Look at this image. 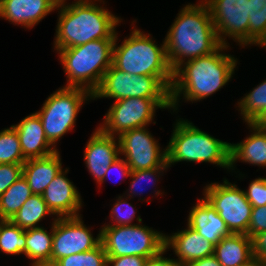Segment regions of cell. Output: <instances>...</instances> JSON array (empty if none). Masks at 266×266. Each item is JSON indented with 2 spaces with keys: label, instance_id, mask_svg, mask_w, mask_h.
<instances>
[{
  "label": "cell",
  "instance_id": "7bdbcfd3",
  "mask_svg": "<svg viewBox=\"0 0 266 266\" xmlns=\"http://www.w3.org/2000/svg\"><path fill=\"white\" fill-rule=\"evenodd\" d=\"M248 266H264V265L255 260L253 263L249 264Z\"/></svg>",
  "mask_w": 266,
  "mask_h": 266
},
{
  "label": "cell",
  "instance_id": "1f68e13d",
  "mask_svg": "<svg viewBox=\"0 0 266 266\" xmlns=\"http://www.w3.org/2000/svg\"><path fill=\"white\" fill-rule=\"evenodd\" d=\"M170 166L167 164V161L160 167H156L153 169H146V170H136V171H131L130 173V178L132 179L131 184H130V189H129V194L127 195L128 197H126V200L132 199L135 195H140L142 194V188H138L137 186L139 185L138 183H140L143 179H146L145 181H151L154 184H156L154 181L157 179H159V175H161V173L166 169H168ZM158 177V178H157ZM152 183V184H153ZM140 186V185H139ZM140 189V191L138 190ZM145 190V189H144ZM139 191V193H138ZM146 191V190H145ZM135 193V194H134ZM134 195V196H133Z\"/></svg>",
  "mask_w": 266,
  "mask_h": 266
},
{
  "label": "cell",
  "instance_id": "cb8c5ba5",
  "mask_svg": "<svg viewBox=\"0 0 266 266\" xmlns=\"http://www.w3.org/2000/svg\"><path fill=\"white\" fill-rule=\"evenodd\" d=\"M48 233L44 227L26 230V257L32 260L31 266H51L53 246V223Z\"/></svg>",
  "mask_w": 266,
  "mask_h": 266
},
{
  "label": "cell",
  "instance_id": "f546056e",
  "mask_svg": "<svg viewBox=\"0 0 266 266\" xmlns=\"http://www.w3.org/2000/svg\"><path fill=\"white\" fill-rule=\"evenodd\" d=\"M26 159L20 146L19 136L15 128L0 131V164H23Z\"/></svg>",
  "mask_w": 266,
  "mask_h": 266
},
{
  "label": "cell",
  "instance_id": "7402d4cb",
  "mask_svg": "<svg viewBox=\"0 0 266 266\" xmlns=\"http://www.w3.org/2000/svg\"><path fill=\"white\" fill-rule=\"evenodd\" d=\"M247 125L251 132H254L240 143L230 144V169L232 170L237 160L266 167V132L256 123H247Z\"/></svg>",
  "mask_w": 266,
  "mask_h": 266
},
{
  "label": "cell",
  "instance_id": "8992f818",
  "mask_svg": "<svg viewBox=\"0 0 266 266\" xmlns=\"http://www.w3.org/2000/svg\"><path fill=\"white\" fill-rule=\"evenodd\" d=\"M129 37L117 45L118 34L112 51V65L130 75H147L152 77H173L169 64L165 41L161 47L155 44L151 34H144L133 28Z\"/></svg>",
  "mask_w": 266,
  "mask_h": 266
},
{
  "label": "cell",
  "instance_id": "30bf717a",
  "mask_svg": "<svg viewBox=\"0 0 266 266\" xmlns=\"http://www.w3.org/2000/svg\"><path fill=\"white\" fill-rule=\"evenodd\" d=\"M172 109L171 98H125L117 100L105 114L99 128L106 134L119 136L135 128L146 127L154 120L156 110Z\"/></svg>",
  "mask_w": 266,
  "mask_h": 266
},
{
  "label": "cell",
  "instance_id": "ac0fdd59",
  "mask_svg": "<svg viewBox=\"0 0 266 266\" xmlns=\"http://www.w3.org/2000/svg\"><path fill=\"white\" fill-rule=\"evenodd\" d=\"M54 0H3L0 4V18L24 28H33L53 10Z\"/></svg>",
  "mask_w": 266,
  "mask_h": 266
},
{
  "label": "cell",
  "instance_id": "52a82bcc",
  "mask_svg": "<svg viewBox=\"0 0 266 266\" xmlns=\"http://www.w3.org/2000/svg\"><path fill=\"white\" fill-rule=\"evenodd\" d=\"M140 217L136 218L139 224L102 226L101 243L107 257L137 255L150 258L165 249V234L141 225Z\"/></svg>",
  "mask_w": 266,
  "mask_h": 266
},
{
  "label": "cell",
  "instance_id": "b9f144b4",
  "mask_svg": "<svg viewBox=\"0 0 266 266\" xmlns=\"http://www.w3.org/2000/svg\"><path fill=\"white\" fill-rule=\"evenodd\" d=\"M256 124H258L266 132V115L263 116Z\"/></svg>",
  "mask_w": 266,
  "mask_h": 266
},
{
  "label": "cell",
  "instance_id": "4dcf8cb0",
  "mask_svg": "<svg viewBox=\"0 0 266 266\" xmlns=\"http://www.w3.org/2000/svg\"><path fill=\"white\" fill-rule=\"evenodd\" d=\"M107 254L102 243L97 247L56 261L52 266H107Z\"/></svg>",
  "mask_w": 266,
  "mask_h": 266
},
{
  "label": "cell",
  "instance_id": "2e32d148",
  "mask_svg": "<svg viewBox=\"0 0 266 266\" xmlns=\"http://www.w3.org/2000/svg\"><path fill=\"white\" fill-rule=\"evenodd\" d=\"M68 169L57 174L42 194L48 208L57 218L79 216L82 207L81 195L66 174Z\"/></svg>",
  "mask_w": 266,
  "mask_h": 266
},
{
  "label": "cell",
  "instance_id": "3957f363",
  "mask_svg": "<svg viewBox=\"0 0 266 266\" xmlns=\"http://www.w3.org/2000/svg\"><path fill=\"white\" fill-rule=\"evenodd\" d=\"M101 0H75L72 4H58L60 10L54 49L75 47L98 39H115L120 17L97 5Z\"/></svg>",
  "mask_w": 266,
  "mask_h": 266
},
{
  "label": "cell",
  "instance_id": "f1b7e54d",
  "mask_svg": "<svg viewBox=\"0 0 266 266\" xmlns=\"http://www.w3.org/2000/svg\"><path fill=\"white\" fill-rule=\"evenodd\" d=\"M0 250L5 254L26 256V230L7 220L1 227Z\"/></svg>",
  "mask_w": 266,
  "mask_h": 266
},
{
  "label": "cell",
  "instance_id": "4316f807",
  "mask_svg": "<svg viewBox=\"0 0 266 266\" xmlns=\"http://www.w3.org/2000/svg\"><path fill=\"white\" fill-rule=\"evenodd\" d=\"M243 120L247 123H257L266 115V80L245 95L238 102Z\"/></svg>",
  "mask_w": 266,
  "mask_h": 266
},
{
  "label": "cell",
  "instance_id": "8fae6325",
  "mask_svg": "<svg viewBox=\"0 0 266 266\" xmlns=\"http://www.w3.org/2000/svg\"><path fill=\"white\" fill-rule=\"evenodd\" d=\"M204 198L225 221L230 233L247 235L252 206L244 190L226 178L223 184L211 183L204 188Z\"/></svg>",
  "mask_w": 266,
  "mask_h": 266
},
{
  "label": "cell",
  "instance_id": "277c9868",
  "mask_svg": "<svg viewBox=\"0 0 266 266\" xmlns=\"http://www.w3.org/2000/svg\"><path fill=\"white\" fill-rule=\"evenodd\" d=\"M115 39H98L57 50L67 77L66 87H81L93 93L112 65Z\"/></svg>",
  "mask_w": 266,
  "mask_h": 266
},
{
  "label": "cell",
  "instance_id": "74e56055",
  "mask_svg": "<svg viewBox=\"0 0 266 266\" xmlns=\"http://www.w3.org/2000/svg\"><path fill=\"white\" fill-rule=\"evenodd\" d=\"M147 258L132 255L120 257H108L107 266H144Z\"/></svg>",
  "mask_w": 266,
  "mask_h": 266
},
{
  "label": "cell",
  "instance_id": "d6a6232c",
  "mask_svg": "<svg viewBox=\"0 0 266 266\" xmlns=\"http://www.w3.org/2000/svg\"><path fill=\"white\" fill-rule=\"evenodd\" d=\"M134 208L131 203H128L122 196H119L110 213L111 221L115 222V224H105L104 226L134 225L131 223L136 214Z\"/></svg>",
  "mask_w": 266,
  "mask_h": 266
},
{
  "label": "cell",
  "instance_id": "9a60e30c",
  "mask_svg": "<svg viewBox=\"0 0 266 266\" xmlns=\"http://www.w3.org/2000/svg\"><path fill=\"white\" fill-rule=\"evenodd\" d=\"M116 136L104 133L99 127L93 132L84 149V161L89 173L100 183L108 167L120 156Z\"/></svg>",
  "mask_w": 266,
  "mask_h": 266
},
{
  "label": "cell",
  "instance_id": "7c38bea8",
  "mask_svg": "<svg viewBox=\"0 0 266 266\" xmlns=\"http://www.w3.org/2000/svg\"><path fill=\"white\" fill-rule=\"evenodd\" d=\"M211 13L217 37L227 45L226 36L249 45V0H203Z\"/></svg>",
  "mask_w": 266,
  "mask_h": 266
},
{
  "label": "cell",
  "instance_id": "60d3db41",
  "mask_svg": "<svg viewBox=\"0 0 266 266\" xmlns=\"http://www.w3.org/2000/svg\"><path fill=\"white\" fill-rule=\"evenodd\" d=\"M185 266H222L214 255L192 261Z\"/></svg>",
  "mask_w": 266,
  "mask_h": 266
},
{
  "label": "cell",
  "instance_id": "d590c367",
  "mask_svg": "<svg viewBox=\"0 0 266 266\" xmlns=\"http://www.w3.org/2000/svg\"><path fill=\"white\" fill-rule=\"evenodd\" d=\"M264 231H266V205L253 207L247 236L251 238L253 235Z\"/></svg>",
  "mask_w": 266,
  "mask_h": 266
},
{
  "label": "cell",
  "instance_id": "8d00e7d4",
  "mask_svg": "<svg viewBox=\"0 0 266 266\" xmlns=\"http://www.w3.org/2000/svg\"><path fill=\"white\" fill-rule=\"evenodd\" d=\"M251 244L254 259L266 266V231L253 235Z\"/></svg>",
  "mask_w": 266,
  "mask_h": 266
},
{
  "label": "cell",
  "instance_id": "4fadbf2b",
  "mask_svg": "<svg viewBox=\"0 0 266 266\" xmlns=\"http://www.w3.org/2000/svg\"><path fill=\"white\" fill-rule=\"evenodd\" d=\"M153 137L147 126L125 131L117 137L120 155L124 156L131 171L153 169L167 161L166 148L162 151Z\"/></svg>",
  "mask_w": 266,
  "mask_h": 266
},
{
  "label": "cell",
  "instance_id": "44dd1931",
  "mask_svg": "<svg viewBox=\"0 0 266 266\" xmlns=\"http://www.w3.org/2000/svg\"><path fill=\"white\" fill-rule=\"evenodd\" d=\"M59 151L43 157L26 159L23 163V177L33 194L42 195L49 183L62 171Z\"/></svg>",
  "mask_w": 266,
  "mask_h": 266
},
{
  "label": "cell",
  "instance_id": "5b68a950",
  "mask_svg": "<svg viewBox=\"0 0 266 266\" xmlns=\"http://www.w3.org/2000/svg\"><path fill=\"white\" fill-rule=\"evenodd\" d=\"M230 144L216 139L188 120L176 121L166 147L167 164L177 162H209L230 170Z\"/></svg>",
  "mask_w": 266,
  "mask_h": 266
},
{
  "label": "cell",
  "instance_id": "603a6c76",
  "mask_svg": "<svg viewBox=\"0 0 266 266\" xmlns=\"http://www.w3.org/2000/svg\"><path fill=\"white\" fill-rule=\"evenodd\" d=\"M222 266H248L255 261L251 238L245 234L231 233L214 247L213 254Z\"/></svg>",
  "mask_w": 266,
  "mask_h": 266
},
{
  "label": "cell",
  "instance_id": "484cf974",
  "mask_svg": "<svg viewBox=\"0 0 266 266\" xmlns=\"http://www.w3.org/2000/svg\"><path fill=\"white\" fill-rule=\"evenodd\" d=\"M31 195L28 182L21 176L0 196V218L11 220Z\"/></svg>",
  "mask_w": 266,
  "mask_h": 266
},
{
  "label": "cell",
  "instance_id": "836d02e7",
  "mask_svg": "<svg viewBox=\"0 0 266 266\" xmlns=\"http://www.w3.org/2000/svg\"><path fill=\"white\" fill-rule=\"evenodd\" d=\"M245 196L252 207H261L266 205V178H256L251 181Z\"/></svg>",
  "mask_w": 266,
  "mask_h": 266
},
{
  "label": "cell",
  "instance_id": "7a4b0ae2",
  "mask_svg": "<svg viewBox=\"0 0 266 266\" xmlns=\"http://www.w3.org/2000/svg\"><path fill=\"white\" fill-rule=\"evenodd\" d=\"M221 45L213 53L187 60L173 71L170 88L172 109L176 111L181 94L186 101H200L223 88L233 77L237 59L221 53L228 49Z\"/></svg>",
  "mask_w": 266,
  "mask_h": 266
},
{
  "label": "cell",
  "instance_id": "5bb4252c",
  "mask_svg": "<svg viewBox=\"0 0 266 266\" xmlns=\"http://www.w3.org/2000/svg\"><path fill=\"white\" fill-rule=\"evenodd\" d=\"M81 218L79 215L53 220L51 266L65 256L89 251L101 243V231L94 238Z\"/></svg>",
  "mask_w": 266,
  "mask_h": 266
},
{
  "label": "cell",
  "instance_id": "ffe728a7",
  "mask_svg": "<svg viewBox=\"0 0 266 266\" xmlns=\"http://www.w3.org/2000/svg\"><path fill=\"white\" fill-rule=\"evenodd\" d=\"M187 225L202 237L216 245L223 237L230 235L225 221L203 197L191 208Z\"/></svg>",
  "mask_w": 266,
  "mask_h": 266
},
{
  "label": "cell",
  "instance_id": "9c48e42d",
  "mask_svg": "<svg viewBox=\"0 0 266 266\" xmlns=\"http://www.w3.org/2000/svg\"><path fill=\"white\" fill-rule=\"evenodd\" d=\"M173 77L130 75L113 65L104 73L99 87L92 93L97 98H171Z\"/></svg>",
  "mask_w": 266,
  "mask_h": 266
},
{
  "label": "cell",
  "instance_id": "e575fe53",
  "mask_svg": "<svg viewBox=\"0 0 266 266\" xmlns=\"http://www.w3.org/2000/svg\"><path fill=\"white\" fill-rule=\"evenodd\" d=\"M21 176L23 164H0V196Z\"/></svg>",
  "mask_w": 266,
  "mask_h": 266
},
{
  "label": "cell",
  "instance_id": "ba28073f",
  "mask_svg": "<svg viewBox=\"0 0 266 266\" xmlns=\"http://www.w3.org/2000/svg\"><path fill=\"white\" fill-rule=\"evenodd\" d=\"M93 99L92 93L81 87L59 88L43 103L40 117L47 140L56 148V143L74 128L77 114L84 101Z\"/></svg>",
  "mask_w": 266,
  "mask_h": 266
},
{
  "label": "cell",
  "instance_id": "ee69618b",
  "mask_svg": "<svg viewBox=\"0 0 266 266\" xmlns=\"http://www.w3.org/2000/svg\"><path fill=\"white\" fill-rule=\"evenodd\" d=\"M6 221H7V220H3V219L0 218V232H1V227H2V225H3Z\"/></svg>",
  "mask_w": 266,
  "mask_h": 266
},
{
  "label": "cell",
  "instance_id": "6da1fadb",
  "mask_svg": "<svg viewBox=\"0 0 266 266\" xmlns=\"http://www.w3.org/2000/svg\"><path fill=\"white\" fill-rule=\"evenodd\" d=\"M164 41L173 71L185 61L209 55L222 45L203 0L198 4L189 3L180 10Z\"/></svg>",
  "mask_w": 266,
  "mask_h": 266
},
{
  "label": "cell",
  "instance_id": "f35d334b",
  "mask_svg": "<svg viewBox=\"0 0 266 266\" xmlns=\"http://www.w3.org/2000/svg\"><path fill=\"white\" fill-rule=\"evenodd\" d=\"M112 169H118L120 176L123 178L130 177L131 168L128 166L126 161L123 158H117L109 167L107 172L104 175L103 180L99 183L102 184L110 175Z\"/></svg>",
  "mask_w": 266,
  "mask_h": 266
},
{
  "label": "cell",
  "instance_id": "e0dca14e",
  "mask_svg": "<svg viewBox=\"0 0 266 266\" xmlns=\"http://www.w3.org/2000/svg\"><path fill=\"white\" fill-rule=\"evenodd\" d=\"M215 245L202 237L196 230L187 228L171 236L165 235V249H173L177 259H173L178 266L202 259L214 254Z\"/></svg>",
  "mask_w": 266,
  "mask_h": 266
},
{
  "label": "cell",
  "instance_id": "ab89813d",
  "mask_svg": "<svg viewBox=\"0 0 266 266\" xmlns=\"http://www.w3.org/2000/svg\"><path fill=\"white\" fill-rule=\"evenodd\" d=\"M166 251L167 249H164L159 254L147 258L144 266H178L173 259L165 258L163 256V254H165Z\"/></svg>",
  "mask_w": 266,
  "mask_h": 266
},
{
  "label": "cell",
  "instance_id": "f6af8a7d",
  "mask_svg": "<svg viewBox=\"0 0 266 266\" xmlns=\"http://www.w3.org/2000/svg\"><path fill=\"white\" fill-rule=\"evenodd\" d=\"M57 4L65 3L66 0H54Z\"/></svg>",
  "mask_w": 266,
  "mask_h": 266
},
{
  "label": "cell",
  "instance_id": "83f0119b",
  "mask_svg": "<svg viewBox=\"0 0 266 266\" xmlns=\"http://www.w3.org/2000/svg\"><path fill=\"white\" fill-rule=\"evenodd\" d=\"M266 47V0H249V45Z\"/></svg>",
  "mask_w": 266,
  "mask_h": 266
},
{
  "label": "cell",
  "instance_id": "d4e9b609",
  "mask_svg": "<svg viewBox=\"0 0 266 266\" xmlns=\"http://www.w3.org/2000/svg\"><path fill=\"white\" fill-rule=\"evenodd\" d=\"M48 214L54 215L48 208L42 195H31L19 211L10 220L14 225L23 230L41 227L37 225Z\"/></svg>",
  "mask_w": 266,
  "mask_h": 266
},
{
  "label": "cell",
  "instance_id": "d6986e66",
  "mask_svg": "<svg viewBox=\"0 0 266 266\" xmlns=\"http://www.w3.org/2000/svg\"><path fill=\"white\" fill-rule=\"evenodd\" d=\"M12 126L19 136L21 150L25 159L43 158L58 151L47 140L40 117L36 112Z\"/></svg>",
  "mask_w": 266,
  "mask_h": 266
}]
</instances>
